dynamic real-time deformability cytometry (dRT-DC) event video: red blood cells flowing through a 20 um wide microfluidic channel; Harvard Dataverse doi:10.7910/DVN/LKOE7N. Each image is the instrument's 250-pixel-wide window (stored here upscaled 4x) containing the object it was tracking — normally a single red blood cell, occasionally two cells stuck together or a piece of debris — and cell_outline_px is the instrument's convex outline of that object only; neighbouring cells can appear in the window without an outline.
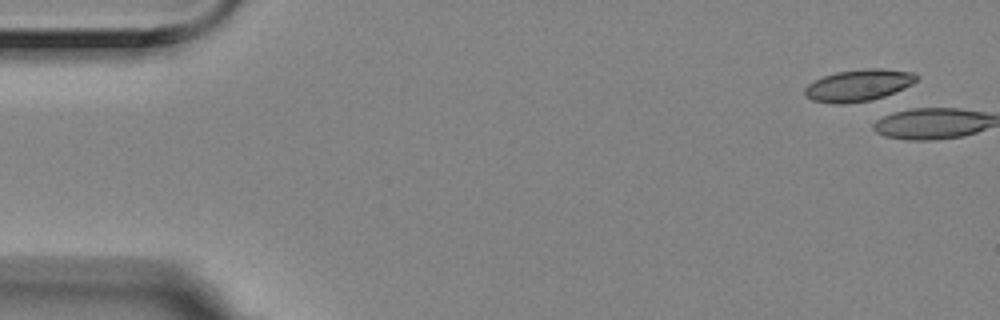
{"species": "Egyptian fruit bat (a non-hibernating species)", "species_latin": "Rousettus aegyptiacus", "temperature_condition": "room temperature", "stored_images_in_passage": 3, "camera_frame_rate_fps": 3000, "um_per_image_px": 0.085, "animal": {"sex": "female"}, "frame": {"image": 1, "passage_image": 3, "time_ms": 0.667, "image_size_px": [1000, 320], "cell_outline_px": [[920, 76], [912, 84], [904, 88], [884, 96], [872, 100], [844, 104], [832, 104], [812, 100], [804, 96], [804, 88], [808, 84], [824, 76], [836, 72], [864, 68], [880, 68], [916, 72]], "centroid_in_image_um": [72.98, 7.25], "position_along_channel_um": 12.0, "area_um2": 20.92}}